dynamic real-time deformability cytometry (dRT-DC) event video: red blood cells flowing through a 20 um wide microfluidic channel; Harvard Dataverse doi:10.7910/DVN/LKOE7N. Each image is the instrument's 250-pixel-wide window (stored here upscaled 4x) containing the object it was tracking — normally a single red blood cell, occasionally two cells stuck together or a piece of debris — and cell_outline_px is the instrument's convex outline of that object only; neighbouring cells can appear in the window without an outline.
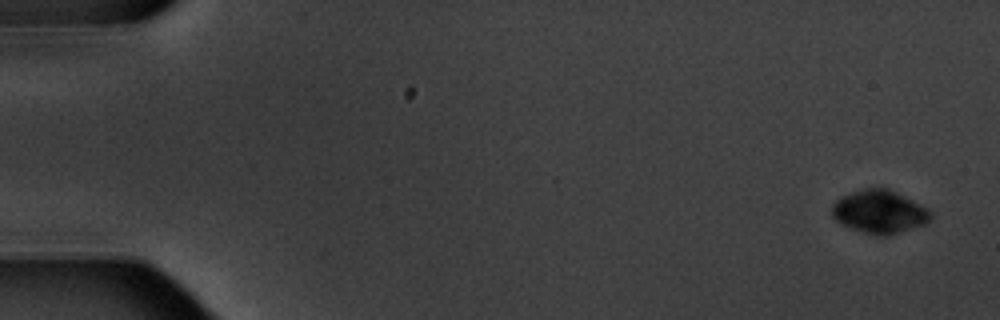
{"species": "common noctule bat (a hibernating species)", "species_latin": "Nyctalus noctula", "temperature_condition": "warm", "stored_images_in_passage": 7, "camera_frame_rate_fps": 3000, "um_per_image_px": 0.085, "animal": {"sex": "male", "body_mass_g": 20.1, "forearm_length_mm": 53.5}, "frame": {"image": 1, "passage_image": 1, "time_ms": 0.0, "image_size_px": [1000, 320], "cell_outline_px": [[932, 216], [924, 224], [888, 236], [880, 236], [864, 232], [840, 224], [832, 216], [832, 204], [840, 196], [864, 188], [888, 188], [928, 208], [932, 212]], "centroid_in_image_um": [74.73, 17.99], "position_along_channel_um": 10.3, "area_um2": 24.74}}
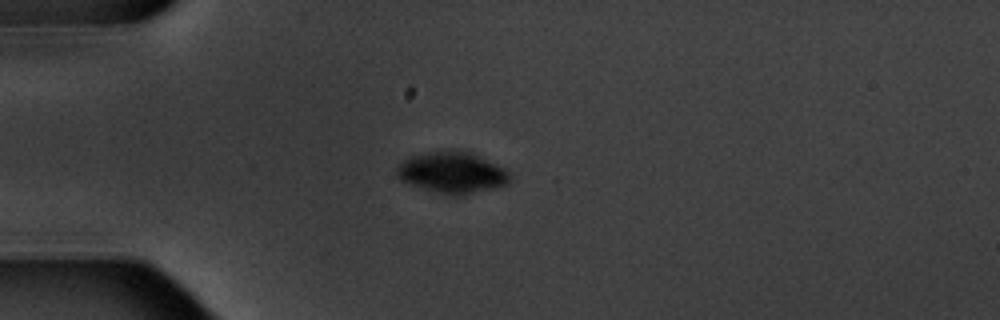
{"frame": {"image": 2, "passage_image": 5, "time_ms": 4.667, "image_size_px": [1000, 320], "cell_outline_px": [[512, 180], [508, 184], [496, 188], [460, 196], [452, 196], [424, 188], [400, 180], [396, 176], [396, 168], [404, 160], [412, 156], [428, 152], [452, 148], [460, 148], [472, 152], [504, 168], [508, 172]], "centroid_in_image_um": [38.47, 14.64], "position_along_channel_um": 46.5, "area_um2": 27.57}}
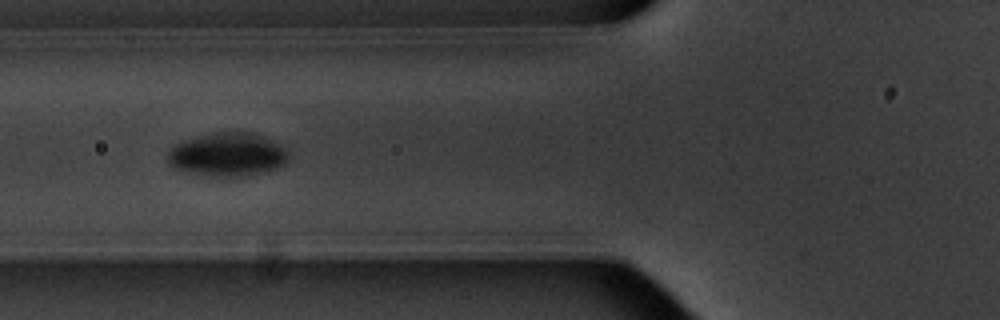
{"frame": {"image": 3, "passage_image": 7, "time_ms": 7.0, "image_size_px": [1000, 320], "cell_outline_px": [[288, 160], [284, 164], [276, 168], [248, 176], [208, 176], [172, 168], [168, 164], [168, 152], [176, 144], [184, 140], [196, 136], [212, 132], [256, 132], [272, 140], [284, 148], [288, 152]], "centroid_in_image_um": [19.33, 13.13], "position_along_channel_um": 106.5, "area_um2": 30.75}}